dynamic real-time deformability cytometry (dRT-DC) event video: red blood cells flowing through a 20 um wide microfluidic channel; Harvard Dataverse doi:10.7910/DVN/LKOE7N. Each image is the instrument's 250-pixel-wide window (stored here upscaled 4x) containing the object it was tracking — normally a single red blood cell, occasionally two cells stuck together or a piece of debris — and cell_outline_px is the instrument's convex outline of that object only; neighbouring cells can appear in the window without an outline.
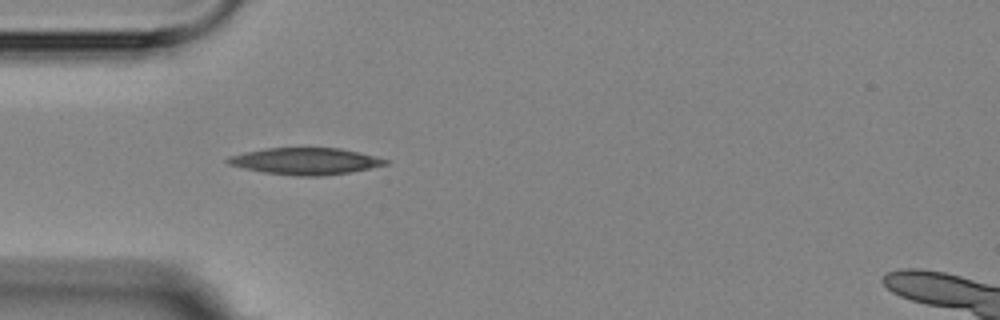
{"species": "Egyptian fruit bat (a non-hibernating species)", "species_latin": "Rousettus aegyptiacus", "temperature_condition": "room temperature", "stored_images_in_passage": 2, "camera_frame_rate_fps": 3000, "um_per_image_px": 0.085, "animal": {"sex": "female"}, "frame": {"image": 1, "passage_image": 2, "time_ms": 2.0, "image_size_px": [1000, 320], "cell_outline_px": [[388, 164], [348, 172], [324, 176], [296, 176], [264, 172], [244, 168], [228, 164], [224, 160], [228, 156], [244, 152], [264, 148], [340, 148], [376, 156], [388, 160]], "centroid_in_image_um": [25.92, 13.69], "position_along_channel_um": 59.1, "area_um2": 24.45}}